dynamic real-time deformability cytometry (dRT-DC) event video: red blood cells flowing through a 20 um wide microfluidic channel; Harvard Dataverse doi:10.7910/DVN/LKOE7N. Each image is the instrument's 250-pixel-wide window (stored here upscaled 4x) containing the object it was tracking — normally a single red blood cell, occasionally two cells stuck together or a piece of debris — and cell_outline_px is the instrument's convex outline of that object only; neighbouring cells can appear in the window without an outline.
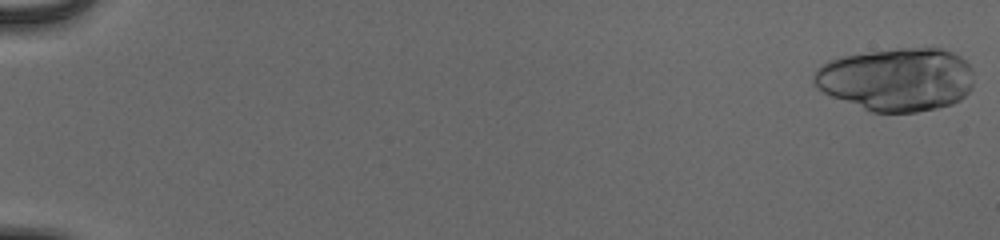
{"species": "human", "species_latin": "Homo sapiens", "temperature_condition": "cold", "stored_images_in_passage": 31, "camera_frame_rate_fps": 3000, "um_per_image_px": 0.085, "donor": {"sex": "male"}, "frame": {"image": 1, "passage_image": 1, "time_ms": 0.0, "image_size_px": [1000, 240], "cell_outline_px": [[972, 88], [960, 100], [952, 104], [936, 108], [916, 112], [872, 112], [832, 96], [824, 92], [812, 80], [812, 76], [816, 68], [820, 64], [828, 60], [840, 56], [896, 48], [940, 48], [952, 52], [960, 56], [972, 68]], "centroid_in_image_um": [76.21, 6.73], "position_along_channel_um": 8.8, "area_um2": 59.01}}
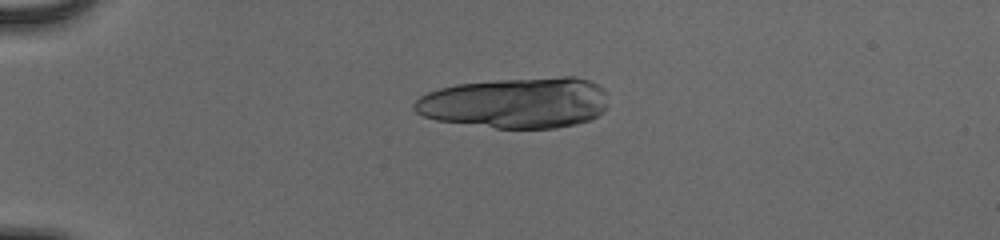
{"frame": {"image": 2, "passage_image": 15, "time_ms": 4.667, "image_size_px": [1000, 240], "cell_outline_px": [[604, 112], [592, 120], [576, 124], [556, 128], [496, 128], [436, 120], [424, 116], [416, 112], [412, 108], [412, 104], [420, 96], [428, 92], [440, 88], [456, 84], [496, 80], [564, 76], [576, 76], [588, 80], [604, 88]], "centroid_in_image_um": [43.83, 8.74], "position_along_channel_um": 41.2, "area_um2": 57.57}}